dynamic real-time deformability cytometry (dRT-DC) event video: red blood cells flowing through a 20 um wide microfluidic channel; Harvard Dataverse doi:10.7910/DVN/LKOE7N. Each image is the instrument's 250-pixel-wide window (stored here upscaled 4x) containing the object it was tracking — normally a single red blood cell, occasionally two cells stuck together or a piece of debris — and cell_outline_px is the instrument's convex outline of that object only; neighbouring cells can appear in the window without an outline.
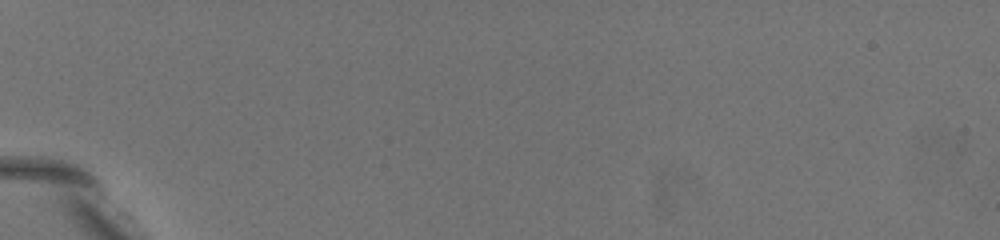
{"species": "common noctule bat (a hibernating species)", "species_latin": "Nyctalus noctula", "temperature_condition": "warm", "stored_images_in_passage": 1, "camera_frame_rate_fps": 3000, "um_per_image_px": 0.085, "animal": {"sex": "female", "body_mass_g": 19.5, "forearm_length_mm": 54.1}, "frame": {"image": 1, "passage_image": 1, "time_ms": 0.0, "image_size_px": [1000, 240], "cell_outline_px": [[188, 212], [184, 216], [172, 212], [164, 208], [120, 168], [116, 164], [100, 140], [100, 136], [112, 132], [116, 132], [132, 140]], "centroid_in_image_um": [11.98, 14.52], "position_along_channel_um": 73.0, "area_um2": 16.65}}